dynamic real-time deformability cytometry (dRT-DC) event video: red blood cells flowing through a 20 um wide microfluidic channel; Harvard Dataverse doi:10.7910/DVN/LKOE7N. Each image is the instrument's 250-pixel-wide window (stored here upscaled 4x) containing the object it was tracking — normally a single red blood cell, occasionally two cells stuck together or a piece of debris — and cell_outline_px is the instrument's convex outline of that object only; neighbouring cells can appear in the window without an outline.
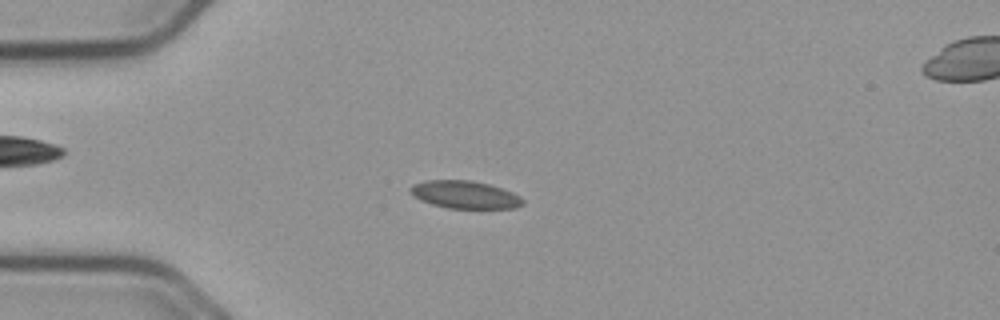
{"species": "common noctule bat (a hibernating species)", "species_latin": "Nyctalus noctula", "temperature_condition": "cold", "stored_images_in_passage": 55, "camera_frame_rate_fps": 3000, "um_per_image_px": 0.085, "animal": {"sex": "male", "body_mass_g": 23.1, "forearm_length_mm": 52.7}, "frame": {"image": 1, "passage_image": 14, "time_ms": 4.333, "image_size_px": [1000, 320], "cell_outline_px": [[524, 204], [516, 208], [448, 208], [432, 204], [420, 200], [412, 196], [408, 192], [408, 188], [412, 184], [424, 180], [468, 180], [488, 184], [512, 192], [520, 196], [524, 200]], "centroid_in_image_um": [39.46, 16.54], "position_along_channel_um": 45.5, "area_um2": 18.26}}
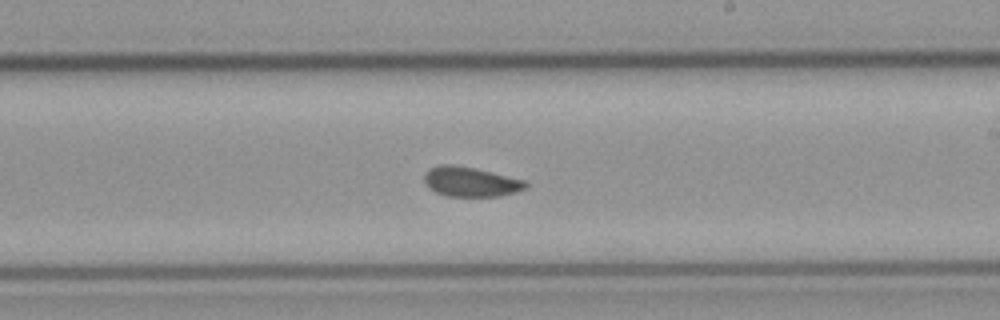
{"frame": {"image": 2, "passage_image": 32, "time_ms": 10.333, "image_size_px": [1000, 320], "cell_outline_px": [[528, 188], [516, 192], [500, 196], [448, 196], [436, 192], [428, 188], [424, 184], [424, 176], [428, 168], [440, 164], [452, 164], [472, 168], [524, 180], [528, 184]], "centroid_in_image_um": [39.96, 15.45], "position_along_channel_um": 249.0, "area_um2": 17.51}}
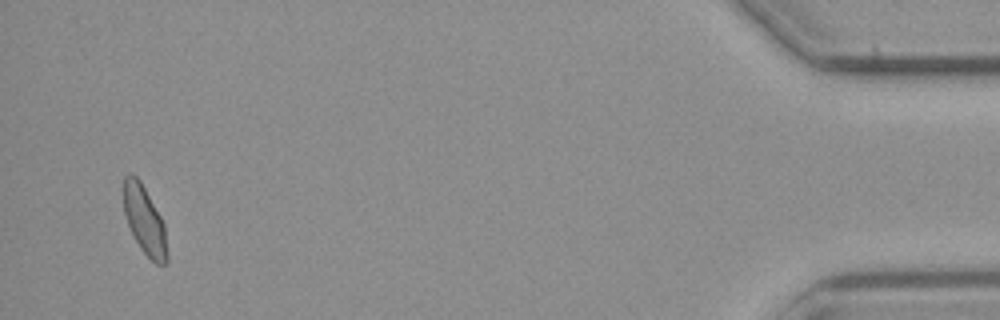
{"frame": {"image": 3, "passage_image": 53, "time_ms": 17.333, "image_size_px": [1000, 320], "cell_outline_px": [[168, 260], [164, 264], [156, 264], [140, 248], [124, 216], [124, 176], [132, 172], [140, 180], [160, 216], [164, 224], [168, 252]], "centroid_in_image_um": [12.29, 18.73], "position_along_channel_um": 422.9, "area_um2": 17.17}, "authors_computed_cell_mechanics": {"area_um2": 17.6868, "velocity_mm_per_s": 3.7144, "shape_relaxation_time_tau1_ms": null, "shape_relaxation_time_tau2_ms": 1.8069, "deformation_change_tau1": null, "deformation_change_tau2": 0.0599}}